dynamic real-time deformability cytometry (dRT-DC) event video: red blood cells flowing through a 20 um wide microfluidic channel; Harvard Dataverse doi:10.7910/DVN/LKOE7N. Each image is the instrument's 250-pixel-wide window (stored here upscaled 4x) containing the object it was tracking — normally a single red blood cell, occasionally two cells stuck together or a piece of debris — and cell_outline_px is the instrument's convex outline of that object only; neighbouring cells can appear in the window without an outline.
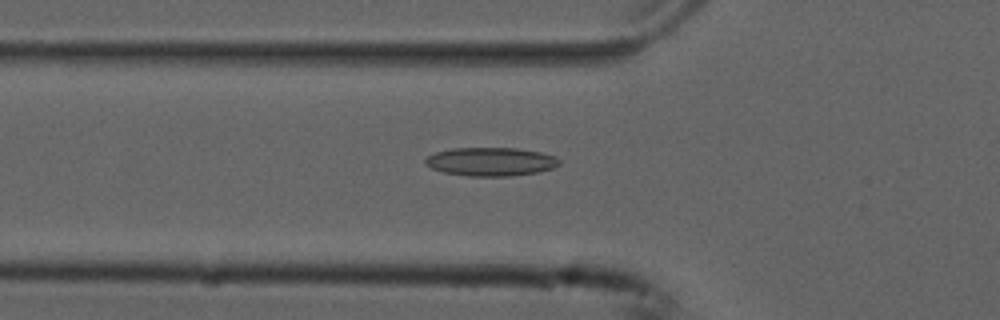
{"species": "common noctule bat (a hibernating species)", "species_latin": "Nyctalus noctula", "temperature_condition": "cold", "stored_images_in_passage": 38, "camera_frame_rate_fps": 3000, "um_per_image_px": 0.085, "animal": {"sex": "male", "forearm_length_mm": 52.5}, "frame": {"image": 1, "passage_image": 3, "time_ms": 0.667, "image_size_px": [1000, 320], "cell_outline_px": [[560, 164], [552, 168], [540, 172], [512, 176], [468, 176], [444, 172], [432, 168], [424, 164], [424, 160], [428, 156], [436, 152], [452, 148], [516, 148], [540, 152], [556, 156], [560, 160]], "centroid_in_image_um": [41.73, 13.74], "position_along_channel_um": 84.1, "area_um2": 22.37}}
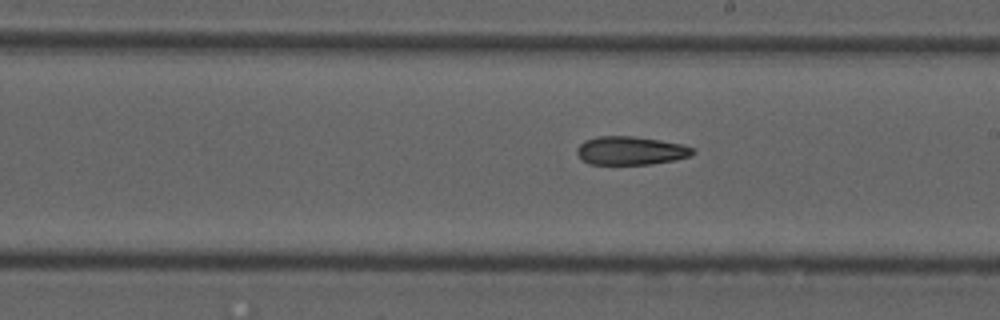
{"frame": {"image": 2, "passage_image": 15, "time_ms": 4.667, "image_size_px": [1000, 320], "cell_outline_px": [[696, 152], [692, 156], [676, 160], [652, 164], [588, 164], [580, 160], [576, 152], [576, 148], [584, 140], [596, 136], [632, 136], [660, 140], [684, 144], [696, 148]], "centroid_in_image_um": [53.63, 12.8], "position_along_channel_um": 235.4, "area_um2": 19.65}}
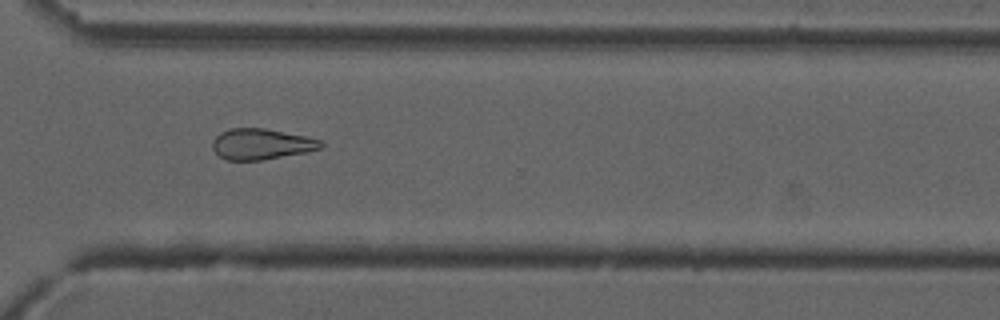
{"frame": {"image": 3, "passage_image": 24, "time_ms": 7.667, "image_size_px": [1000, 320], "cell_outline_px": [[324, 144], [320, 148], [304, 152], [260, 160], [228, 160], [220, 156], [212, 148], [212, 140], [220, 132], [232, 128], [264, 128], [324, 140]], "centroid_in_image_um": [22.19, 12.23], "position_along_channel_um": 348.4, "area_um2": 19.25}, "authors_computed_cell_mechanics": {"area_um2": 20.1144, "velocity_mm_per_s": 3.7744, "shape_relaxation_time_tau1_ms": null, "shape_relaxation_time_tau2_ms": 7.4567, "deformation_change_tau1": null, "deformation_change_tau2": 0.1802}}